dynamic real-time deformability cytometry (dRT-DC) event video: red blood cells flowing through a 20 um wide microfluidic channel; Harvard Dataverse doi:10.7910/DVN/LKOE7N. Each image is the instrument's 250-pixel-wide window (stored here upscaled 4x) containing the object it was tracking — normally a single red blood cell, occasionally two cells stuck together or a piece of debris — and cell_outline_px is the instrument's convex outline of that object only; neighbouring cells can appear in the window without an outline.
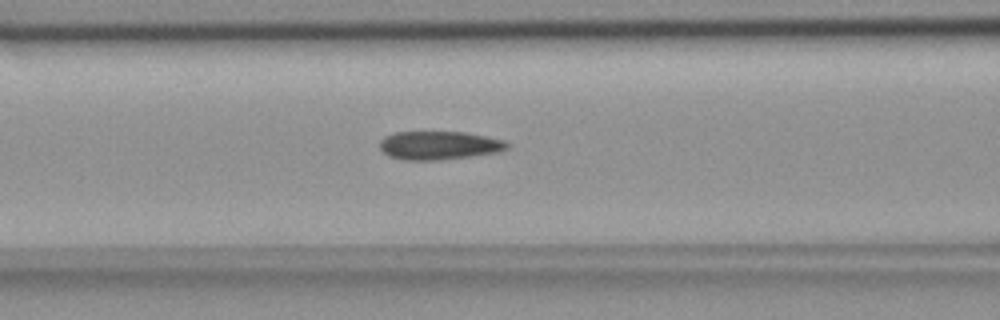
{"species": "common noctule bat (a hibernating species)", "species_latin": "Nyctalus noctula", "temperature_condition": "room temperature", "stored_images_in_passage": 44, "camera_frame_rate_fps": 3000, "um_per_image_px": 0.085, "animal": {"sex": "female", "body_mass_g": 18.4}, "frame": {"image": 1, "passage_image": 22, "time_ms": 7.0, "image_size_px": [1000, 320], "cell_outline_px": [[508, 148], [500, 152], [436, 160], [404, 160], [388, 156], [380, 148], [380, 140], [384, 136], [396, 132], [464, 132], [504, 140], [508, 144]], "centroid_in_image_um": [37.29, 12.35], "position_along_channel_um": 129.3, "area_um2": 20.98}}
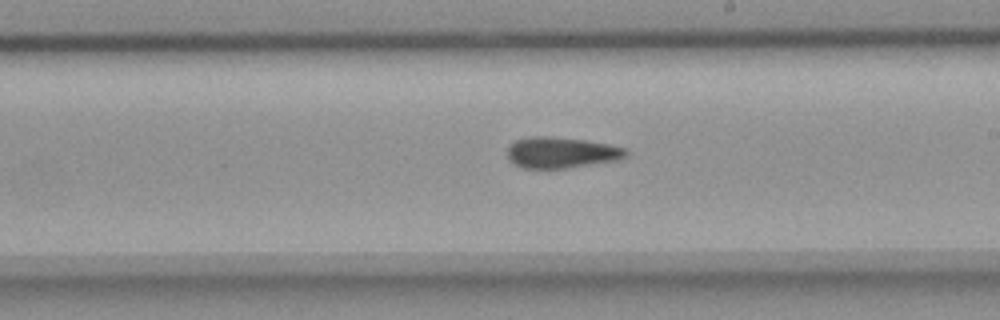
{"frame": {"image": 2, "passage_image": 31, "time_ms": 10.0, "image_size_px": [1000, 320], "cell_outline_px": [[628, 156], [620, 160], [568, 168], [520, 168], [508, 160], [508, 144], [516, 140], [532, 136], [548, 136], [584, 140], [608, 144], [628, 148]], "centroid_in_image_um": [47.73, 12.97], "position_along_channel_um": 241.3, "area_um2": 21.73}}
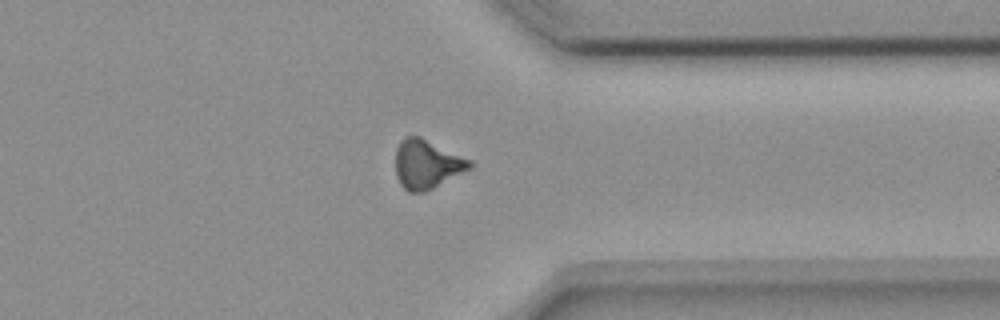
{"frame": {"image": 3, "passage_image": 42, "time_ms": 13.667, "image_size_px": [1000, 320], "cell_outline_px": [[476, 164], [472, 168], [424, 192], [408, 192], [400, 184], [396, 176], [396, 148], [400, 140], [404, 136], [420, 136], [472, 160]], "centroid_in_image_um": [36.29, 13.94], "position_along_channel_um": 375.1, "area_um2": 21.33}}